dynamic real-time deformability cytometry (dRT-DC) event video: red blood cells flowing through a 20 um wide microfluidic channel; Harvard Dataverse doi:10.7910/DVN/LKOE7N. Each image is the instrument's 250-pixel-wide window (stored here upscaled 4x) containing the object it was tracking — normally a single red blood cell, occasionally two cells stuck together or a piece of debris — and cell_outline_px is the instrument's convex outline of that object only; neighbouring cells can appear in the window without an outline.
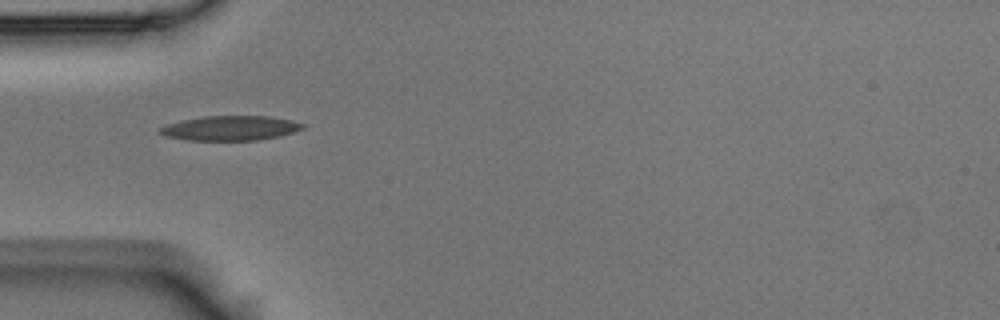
{"species": "Egyptian fruit bat (a non-hibernating species)", "species_latin": "Rousettus aegyptiacus", "temperature_condition": "room temperature", "stored_images_in_passage": 7, "camera_frame_rate_fps": 3000, "um_per_image_px": 0.085, "animal": {"sex": "male"}, "frame": {"image": 1, "passage_image": 1, "time_ms": 0.0, "image_size_px": [1000, 320], "cell_outline_px": [[304, 128], [280, 136], [260, 140], [188, 140], [164, 136], [156, 132], [156, 128], [180, 120], [204, 116], [268, 116], [292, 120], [304, 124]], "centroid_in_image_um": [19.52, 10.89], "position_along_channel_um": 65.5, "area_um2": 20.69}}
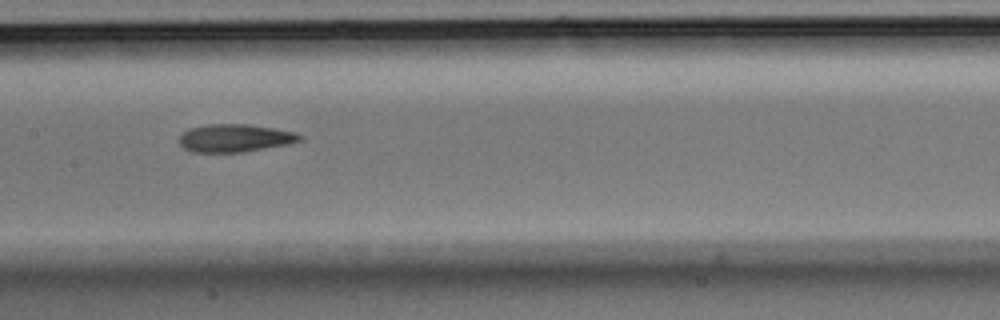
{"frame": {"image": 2, "passage_image": 4, "time_ms": 1.0, "image_size_px": [1000, 320], "cell_outline_px": [[304, 140], [288, 144], [244, 152], [192, 152], [184, 148], [180, 144], [180, 136], [188, 128], [208, 124], [248, 124], [296, 132], [304, 136]], "centroid_in_image_um": [20.0, 11.73], "position_along_channel_um": 187.4, "area_um2": 19.65}}
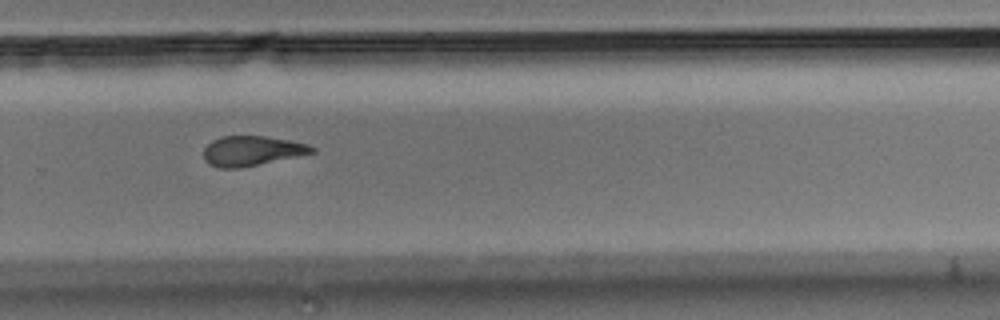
{"frame": {"image": 3, "passage_image": 7, "time_ms": 2.0, "image_size_px": [1000, 320], "cell_outline_px": [[316, 152], [236, 168], [220, 168], [208, 164], [204, 160], [204, 148], [212, 140], [220, 136], [264, 136], [288, 140], [308, 144], [316, 148]], "centroid_in_image_um": [21.37, 12.81], "position_along_channel_um": 308.4, "area_um2": 18.55}}